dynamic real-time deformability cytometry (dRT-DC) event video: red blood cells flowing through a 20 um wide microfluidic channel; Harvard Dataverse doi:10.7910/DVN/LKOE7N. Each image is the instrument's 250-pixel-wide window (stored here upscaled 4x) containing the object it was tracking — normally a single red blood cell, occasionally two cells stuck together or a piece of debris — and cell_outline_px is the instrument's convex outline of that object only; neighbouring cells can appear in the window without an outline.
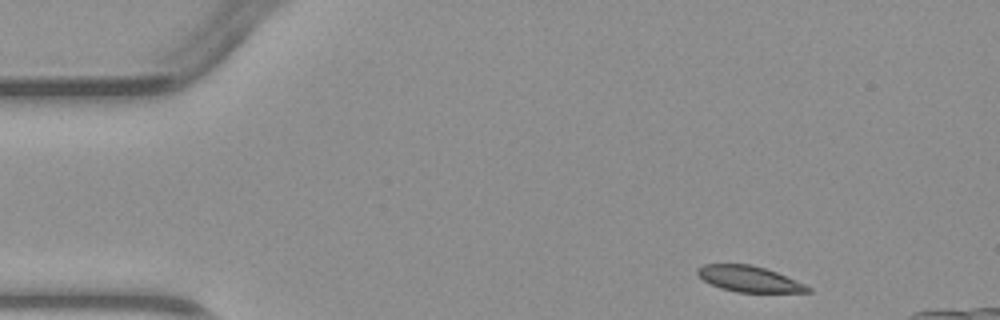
{"species": "common noctule bat (a hibernating species)", "species_latin": "Nyctalus noctula", "temperature_condition": "warm", "stored_images_in_passage": 4, "camera_frame_rate_fps": 3000, "um_per_image_px": 0.085, "animal": {"sex": "male", "body_mass_g": 23.1, "forearm_length_mm": 52.7}, "frame": {"image": 1, "passage_image": 1, "time_ms": 0.0, "image_size_px": [1000, 320], "cell_outline_px": [[812, 292], [736, 292], [720, 288], [704, 280], [696, 272], [696, 268], [704, 264], [752, 264], [776, 272], [804, 284], [812, 288]], "centroid_in_image_um": [63.66, 23.7], "position_along_channel_um": 21.3, "area_um2": 16.47}}